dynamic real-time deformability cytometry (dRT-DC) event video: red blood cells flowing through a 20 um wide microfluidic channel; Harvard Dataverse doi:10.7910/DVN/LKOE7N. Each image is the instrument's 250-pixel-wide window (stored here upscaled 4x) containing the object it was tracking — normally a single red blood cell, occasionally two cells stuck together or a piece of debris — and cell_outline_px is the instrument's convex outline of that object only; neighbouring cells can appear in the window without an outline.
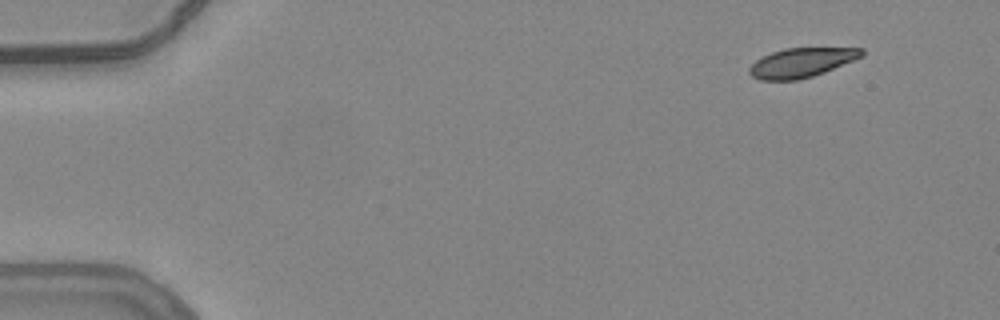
{"species": "common noctule bat (a hibernating species)", "species_latin": "Nyctalus noctula", "temperature_condition": "warm", "stored_images_in_passage": 14, "camera_frame_rate_fps": 3000, "um_per_image_px": 0.085, "animal": {"sex": "female", "body_mass_g": 24.6, "forearm_length_mm": 56.2}, "frame": {"image": 1, "passage_image": 1, "time_ms": 0.0, "image_size_px": [1000, 320], "cell_outline_px": [[864, 56], [824, 72], [812, 76], [796, 80], [760, 80], [752, 76], [748, 72], [748, 68], [756, 60], [772, 52], [784, 48], [864, 48]], "centroid_in_image_um": [68.12, 5.32], "position_along_channel_um": 16.9, "area_um2": 19.13}}